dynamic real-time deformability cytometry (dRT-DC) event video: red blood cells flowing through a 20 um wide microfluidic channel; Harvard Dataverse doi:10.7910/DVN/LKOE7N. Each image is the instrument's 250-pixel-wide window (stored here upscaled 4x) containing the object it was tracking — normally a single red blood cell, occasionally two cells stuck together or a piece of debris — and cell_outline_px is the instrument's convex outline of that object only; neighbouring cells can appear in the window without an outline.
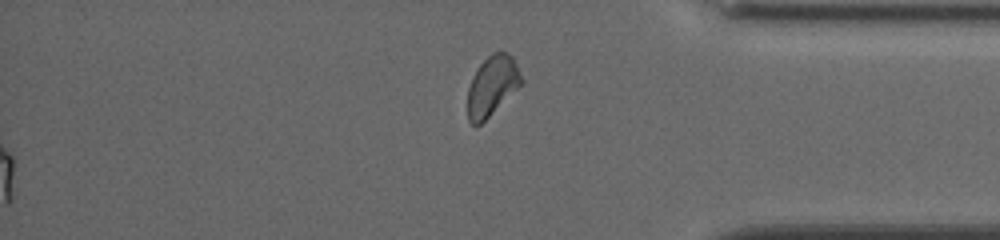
{"species": "common noctule bat (a hibernating species)", "species_latin": "Nyctalus noctula", "temperature_condition": "cold", "stored_images_in_passage": 59, "segment_of_instrument_passage": [2, 2], "camera_frame_rate_fps": 3000, "um_per_image_px": 0.085, "animal": {"sex": "female", "body_mass_g": 19.5, "forearm_length_mm": 54.1}, "frame": {"image": 1, "passage_image": 59, "time_ms": 16.333, "image_size_px": [1000, 240], "cell_outline_px": [[524, 84], [480, 124], [472, 124], [468, 120], [468, 88], [472, 76], [480, 64], [492, 52], [508, 52], [512, 56], [524, 80]], "centroid_in_image_um": [41.86, 7.28], "position_along_channel_um": 393.3, "area_um2": 18.84}}